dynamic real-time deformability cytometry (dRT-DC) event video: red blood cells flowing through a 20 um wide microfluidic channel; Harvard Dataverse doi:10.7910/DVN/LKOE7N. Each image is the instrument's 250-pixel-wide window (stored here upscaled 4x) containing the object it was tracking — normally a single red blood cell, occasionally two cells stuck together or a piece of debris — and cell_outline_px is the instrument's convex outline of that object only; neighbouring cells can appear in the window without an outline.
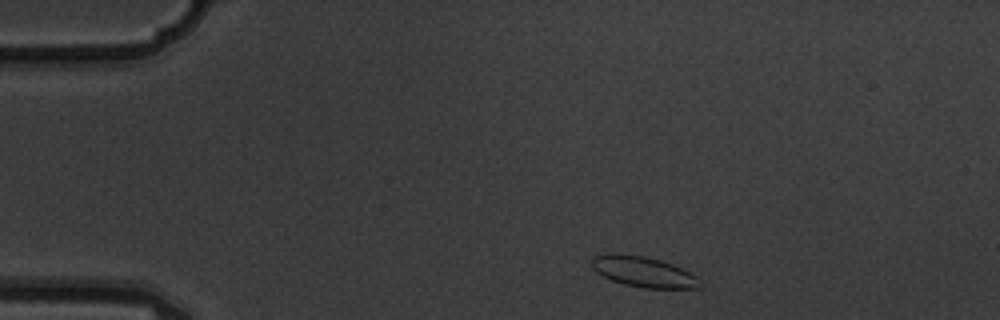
{"species": "common noctule bat (a hibernating species)", "species_latin": "Nyctalus noctula", "temperature_condition": "warm", "stored_images_in_passage": 3, "camera_frame_rate_fps": 3000, "um_per_image_px": 0.085, "animal": {"sex": "male", "body_mass_g": 19.5, "forearm_length_mm": 54.6}, "frame": {"image": 1, "passage_image": 1, "time_ms": 0.0, "image_size_px": [1000, 320], "cell_outline_px": [[704, 288], [644, 288], [624, 284], [612, 280], [596, 272], [592, 268], [592, 256], [600, 252], [612, 252], [644, 256], [660, 260], [672, 264], [696, 276], [704, 284]], "centroid_in_image_um": [54.66, 23.08], "position_along_channel_um": 30.3, "area_um2": 19.54}}